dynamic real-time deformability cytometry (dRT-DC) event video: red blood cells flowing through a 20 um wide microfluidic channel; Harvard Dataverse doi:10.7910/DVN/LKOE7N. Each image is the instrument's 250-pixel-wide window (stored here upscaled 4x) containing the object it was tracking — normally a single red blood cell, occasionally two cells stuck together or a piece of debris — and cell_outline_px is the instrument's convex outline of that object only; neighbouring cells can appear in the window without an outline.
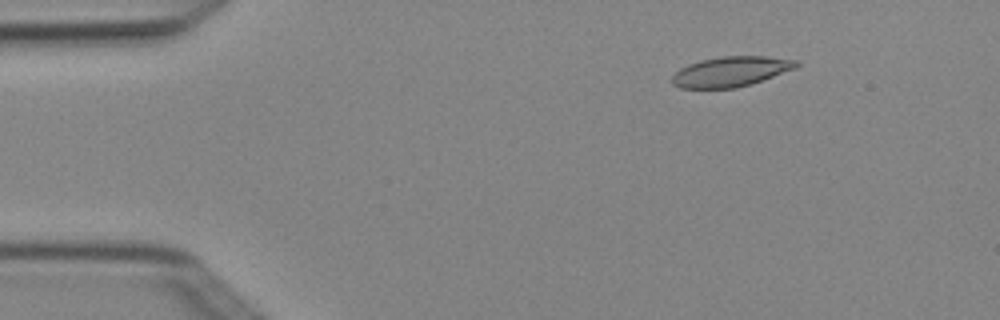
{"species": "Egyptian fruit bat (a non-hibernating species)", "species_latin": "Rousettus aegyptiacus", "temperature_condition": "cold", "stored_images_in_passage": 4, "camera_frame_rate_fps": 3000, "um_per_image_px": 0.085, "animal": {"sex": "female"}, "frame": {"image": 1, "passage_image": 2, "time_ms": 0.333, "image_size_px": [1000, 320], "cell_outline_px": [[800, 64], [796, 68], [752, 84], [736, 88], [680, 88], [672, 84], [672, 76], [680, 68], [688, 64], [700, 60], [720, 56], [764, 56], [796, 60]], "centroid_in_image_um": [62.11, 6.08], "position_along_channel_um": 22.9, "area_um2": 21.85}}
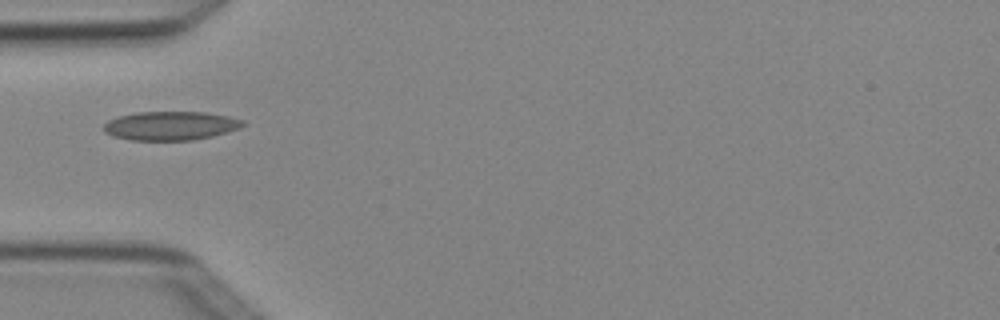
{"frame": {"image": 2, "passage_image": 4, "time_ms": 1.0, "image_size_px": [1000, 320], "cell_outline_px": [[244, 124], [240, 128], [212, 136], [192, 140], [132, 140], [112, 136], [104, 132], [104, 124], [108, 120], [120, 116], [136, 112], [204, 112], [228, 116], [244, 120]], "centroid_in_image_um": [14.49, 10.69], "position_along_channel_um": 70.5, "area_um2": 23.29}}